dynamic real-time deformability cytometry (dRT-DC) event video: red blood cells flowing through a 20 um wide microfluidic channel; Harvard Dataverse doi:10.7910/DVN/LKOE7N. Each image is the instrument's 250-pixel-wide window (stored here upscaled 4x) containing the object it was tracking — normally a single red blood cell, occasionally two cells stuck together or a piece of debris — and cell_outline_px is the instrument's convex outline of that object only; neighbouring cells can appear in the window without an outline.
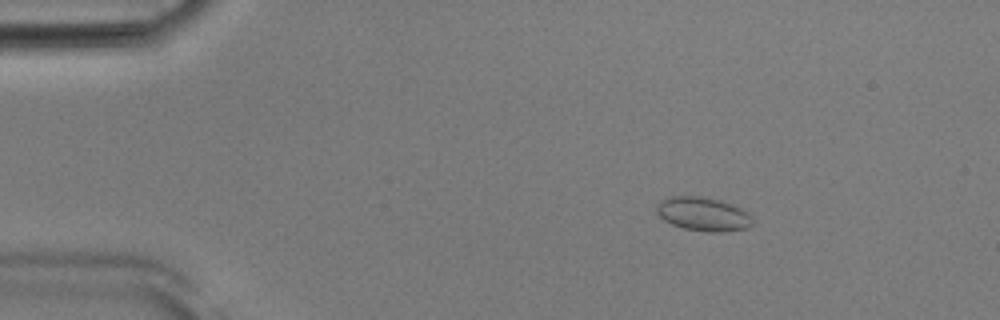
{"species": "Egyptian fruit bat (a non-hibernating species)", "species_latin": "Rousettus aegyptiacus", "temperature_condition": "room temperature", "stored_images_in_passage": 53, "camera_frame_rate_fps": 3000, "um_per_image_px": 0.085, "animal": {"sex": "male"}, "frame": {"image": 1, "passage_image": 8, "time_ms": 2.333, "image_size_px": [1000, 320], "cell_outline_px": [[752, 224], [748, 228], [720, 232], [708, 232], [684, 228], [672, 224], [664, 220], [656, 212], [656, 204], [660, 200], [668, 196], [704, 196], [720, 200], [732, 204], [748, 212], [752, 216]], "centroid_in_image_um": [59.76, 18.18], "position_along_channel_um": 25.2, "area_um2": 19.07}}
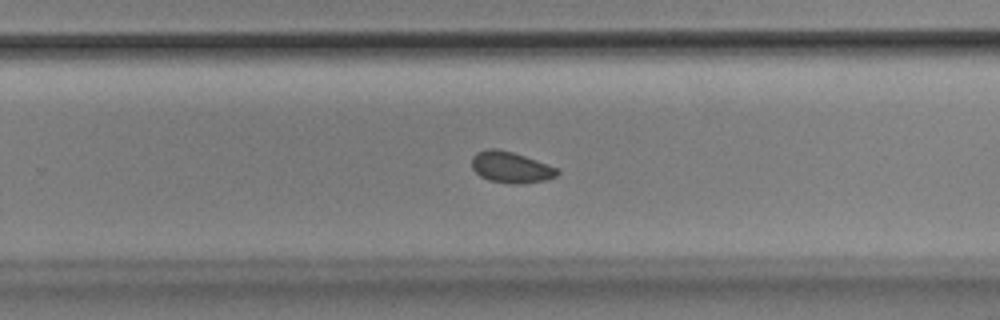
{"frame": {"image": 2, "passage_image": 34, "time_ms": 11.0, "image_size_px": [1000, 320], "cell_outline_px": [[560, 172], [556, 176], [544, 180], [516, 184], [508, 184], [488, 180], [480, 176], [472, 168], [472, 156], [476, 152], [488, 148], [496, 148], [512, 152], [536, 160], [556, 168]], "centroid_in_image_um": [43.37, 14.22], "position_along_channel_um": 286.4, "area_um2": 15.43}}
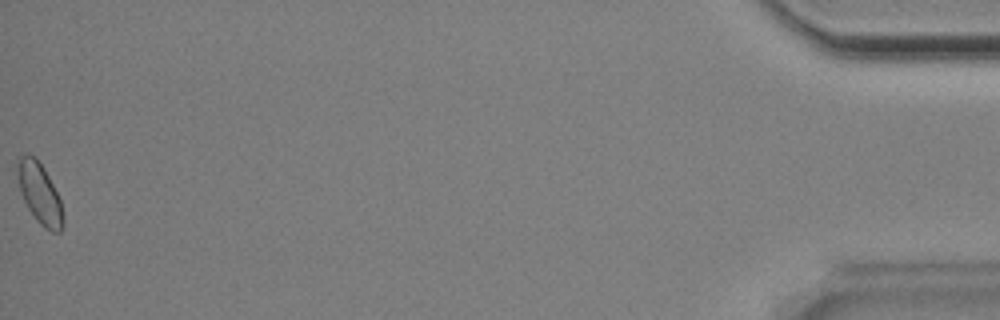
{"frame": {"image": 3, "passage_image": 53, "time_ms": 17.333, "image_size_px": [1000, 320], "cell_outline_px": [[64, 224], [60, 232], [52, 232], [44, 228], [36, 220], [28, 208], [20, 192], [16, 168], [16, 156], [24, 152], [28, 152], [36, 156], [44, 168], [60, 200], [64, 220]], "centroid_in_image_um": [3.33, 16.37], "position_along_channel_um": 431.9, "area_um2": 16.47}, "authors_computed_cell_mechanics": {"area_um2": 15.606, "velocity_mm_per_s": 3.8349, "shape_relaxation_time_tau1_ms": 1.9114, "shape_relaxation_time_tau2_ms": null, "deformation_change_tau1": 0.0356, "deformation_change_tau2": null}}